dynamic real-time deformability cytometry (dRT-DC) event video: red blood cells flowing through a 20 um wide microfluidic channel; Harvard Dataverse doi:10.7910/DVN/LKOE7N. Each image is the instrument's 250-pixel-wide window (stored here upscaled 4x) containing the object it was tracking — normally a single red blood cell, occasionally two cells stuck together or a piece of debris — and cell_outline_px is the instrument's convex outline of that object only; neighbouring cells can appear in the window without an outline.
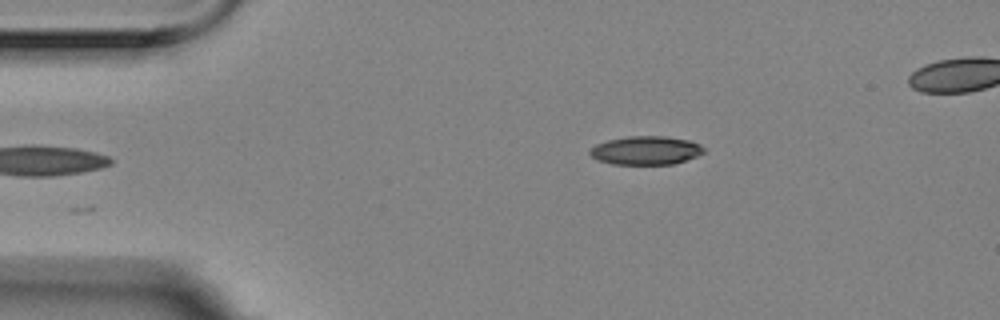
{"species": "Egyptian fruit bat (a non-hibernating species)", "species_latin": "Rousettus aegyptiacus", "temperature_condition": "room temperature", "stored_images_in_passage": 4, "camera_frame_rate_fps": 3000, "um_per_image_px": 0.085, "animal": {"sex": "female"}, "frame": {"image": 1, "passage_image": 4, "time_ms": 1.0, "image_size_px": [1000, 320], "cell_outline_px": [[704, 152], [696, 156], [672, 164], [612, 164], [596, 160], [588, 152], [596, 144], [608, 140], [628, 136], [664, 136], [688, 140], [700, 144], [704, 148]], "centroid_in_image_um": [54.87, 12.78], "position_along_channel_um": 30.1, "area_um2": 18.84}}